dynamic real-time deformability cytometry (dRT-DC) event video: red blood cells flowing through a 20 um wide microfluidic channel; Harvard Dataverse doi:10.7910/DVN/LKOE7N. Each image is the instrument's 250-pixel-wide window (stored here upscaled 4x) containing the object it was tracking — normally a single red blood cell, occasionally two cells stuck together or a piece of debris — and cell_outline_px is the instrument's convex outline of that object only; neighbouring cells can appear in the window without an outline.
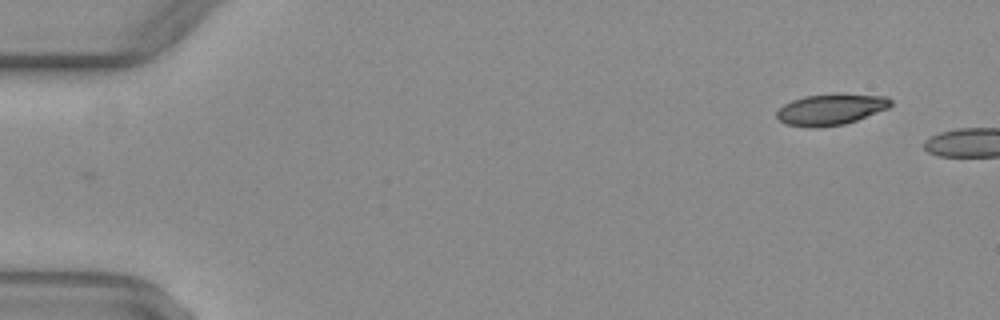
{"species": "common noctule bat (a hibernating species)", "species_latin": "Nyctalus noctula", "temperature_condition": "warm", "stored_images_in_passage": 4, "camera_frame_rate_fps": 3000, "um_per_image_px": 0.085, "animal": {"sex": "female", "body_mass_g": 29.2, "forearm_length_mm": 56.3}, "frame": {"image": 1, "passage_image": 1, "time_ms": 0.0, "image_size_px": [1000, 320], "cell_outline_px": [[892, 104], [888, 108], [856, 120], [844, 124], [816, 128], [812, 128], [784, 124], [776, 116], [776, 112], [784, 104], [792, 100], [804, 96], [888, 96], [892, 100]], "centroid_in_image_um": [70.56, 9.35], "position_along_channel_um": 14.4, "area_um2": 19.88}}